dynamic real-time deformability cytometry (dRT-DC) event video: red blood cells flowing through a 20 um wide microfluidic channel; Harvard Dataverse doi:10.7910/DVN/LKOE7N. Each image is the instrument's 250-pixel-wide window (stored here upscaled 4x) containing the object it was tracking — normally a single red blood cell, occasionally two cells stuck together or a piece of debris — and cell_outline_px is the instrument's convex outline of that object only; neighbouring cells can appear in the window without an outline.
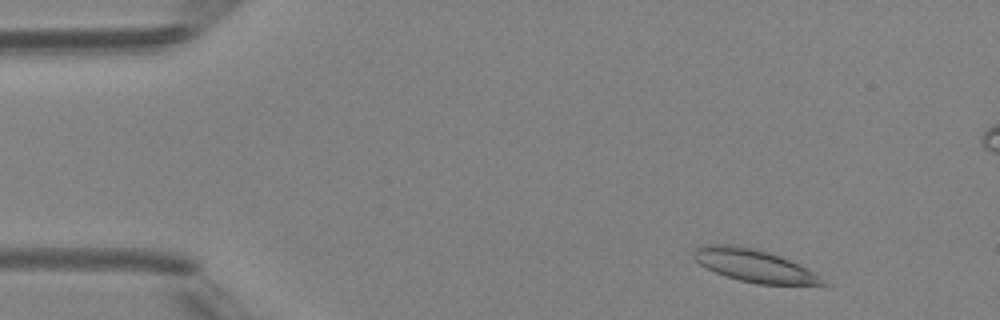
{"species": "Egyptian fruit bat (a non-hibernating species)", "species_latin": "Rousettus aegyptiacus", "temperature_condition": "room temperature", "stored_images_in_passage": 4, "camera_frame_rate_fps": 3000, "um_per_image_px": 0.085, "animal": {"sex": "female"}, "frame": {"image": 1, "passage_image": 1, "time_ms": 0.0, "image_size_px": [1000, 320], "cell_outline_px": [[832, 284], [824, 288], [756, 284], [740, 280], [716, 272], [700, 264], [692, 256], [692, 252], [696, 248], [704, 244], [732, 244], [756, 248], [780, 256], [812, 272]], "centroid_in_image_um": [64.23, 22.63], "position_along_channel_um": 20.8, "area_um2": 25.14}}
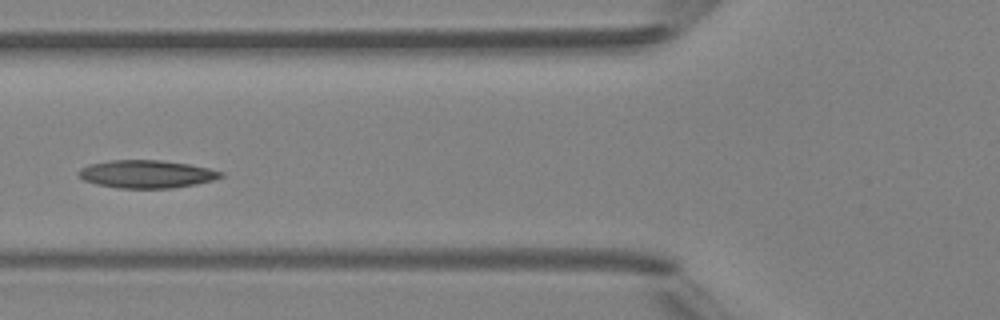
{"frame": {"image": 2, "passage_image": 4, "time_ms": 4.333, "image_size_px": [1000, 320], "cell_outline_px": [[224, 176], [212, 180], [196, 184], [172, 188], [116, 188], [96, 184], [84, 180], [76, 172], [80, 168], [88, 164], [108, 160], [160, 160], [188, 164], [208, 168], [224, 172]], "centroid_in_image_um": [12.43, 14.79], "position_along_channel_um": 113.4, "area_um2": 23.18}}